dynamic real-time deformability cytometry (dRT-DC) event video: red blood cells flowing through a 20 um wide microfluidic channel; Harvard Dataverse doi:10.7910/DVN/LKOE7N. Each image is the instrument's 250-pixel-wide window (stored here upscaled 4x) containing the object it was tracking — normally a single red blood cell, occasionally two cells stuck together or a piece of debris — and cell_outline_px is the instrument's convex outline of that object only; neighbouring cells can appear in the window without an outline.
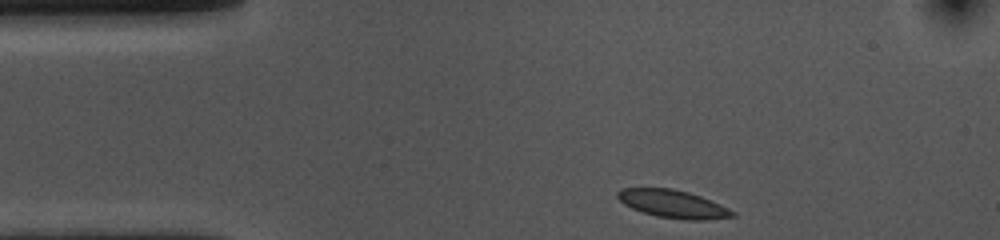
{"species": "common noctule bat (a hibernating species)", "species_latin": "Nyctalus noctula", "temperature_condition": "cold", "stored_images_in_passage": 36, "camera_frame_rate_fps": 3000, "um_per_image_px": 0.085, "animal": {"sex": "female", "body_mass_g": 10.0, "forearm_length_mm": 53.1}, "frame": {"image": 1, "passage_image": 1, "time_ms": 0.0, "image_size_px": [1000, 240], "cell_outline_px": [[736, 216], [708, 220], [684, 220], [656, 216], [632, 208], [624, 204], [616, 196], [616, 192], [620, 188], [672, 188], [688, 192], [700, 196], [720, 204], [736, 212]], "centroid_in_image_um": [57.21, 17.34], "position_along_channel_um": 27.8, "area_um2": 18.73}}
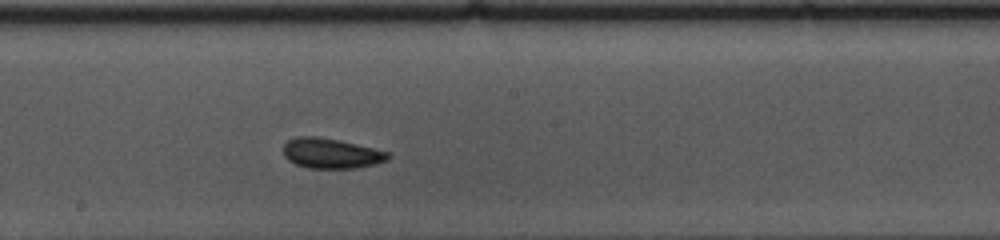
{"frame": {"image": 2, "passage_image": 21, "time_ms": 6.667, "image_size_px": [1000, 240], "cell_outline_px": [[392, 156], [388, 160], [376, 164], [356, 168], [308, 168], [296, 164], [288, 160], [284, 156], [284, 144], [288, 140], [296, 136], [316, 136], [340, 140], [388, 152]], "centroid_in_image_um": [28.15, 13.03], "position_along_channel_um": 220.1, "area_um2": 18.44}}
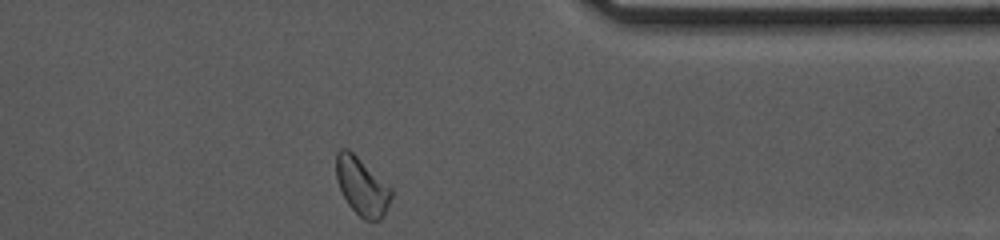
{"frame": {"image": 3, "passage_image": 36, "time_ms": 11.667, "image_size_px": [1000, 240], "cell_outline_px": [[392, 196], [384, 216], [380, 220], [364, 220], [348, 204], [336, 180], [336, 152], [340, 148], [348, 148], [392, 188]], "centroid_in_image_um": [30.76, 15.83], "position_along_channel_um": 380.6, "area_um2": 18.5}, "authors_computed_cell_mechanics": {"area_um2": 18.2937, "velocity_mm_per_s": 3.5167, "shape_relaxation_time_tau1_ms": 2.1484, "shape_relaxation_time_tau2_ms": 2.1818, "deformation_change_tau1": 0.0831, "deformation_change_tau2": 0.0587}}